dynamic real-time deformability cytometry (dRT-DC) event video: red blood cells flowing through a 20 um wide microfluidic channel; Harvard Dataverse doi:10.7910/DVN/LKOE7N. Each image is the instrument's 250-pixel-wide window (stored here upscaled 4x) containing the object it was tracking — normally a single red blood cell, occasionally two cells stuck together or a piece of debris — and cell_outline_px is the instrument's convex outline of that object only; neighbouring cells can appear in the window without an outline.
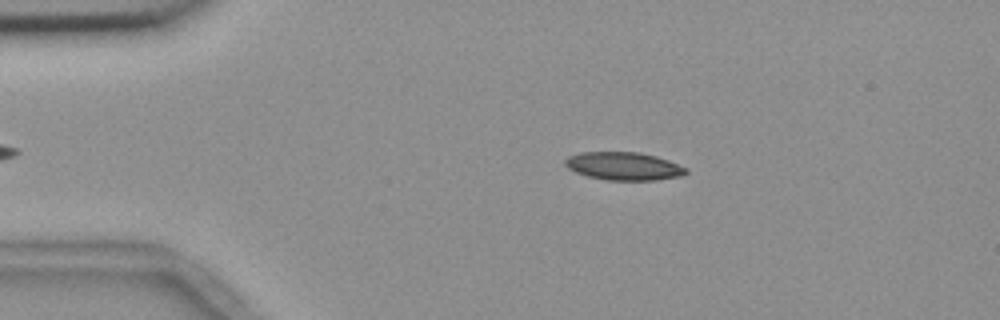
{"species": "common noctule bat (a hibernating species)", "species_latin": "Nyctalus noctula", "temperature_condition": "room temperature", "stored_images_in_passage": 47, "camera_frame_rate_fps": 3000, "um_per_image_px": 0.085, "animal": {"sex": "female", "body_mass_g": 18.4}, "frame": {"image": 1, "passage_image": 10, "time_ms": 3.0, "image_size_px": [1000, 320], "cell_outline_px": [[688, 172], [680, 176], [656, 180], [608, 180], [588, 176], [576, 172], [568, 168], [564, 164], [564, 160], [568, 156], [580, 152], [640, 152], [656, 156], [668, 160], [688, 168]], "centroid_in_image_um": [53.02, 14.11], "position_along_channel_um": 32.0, "area_um2": 19.77}}
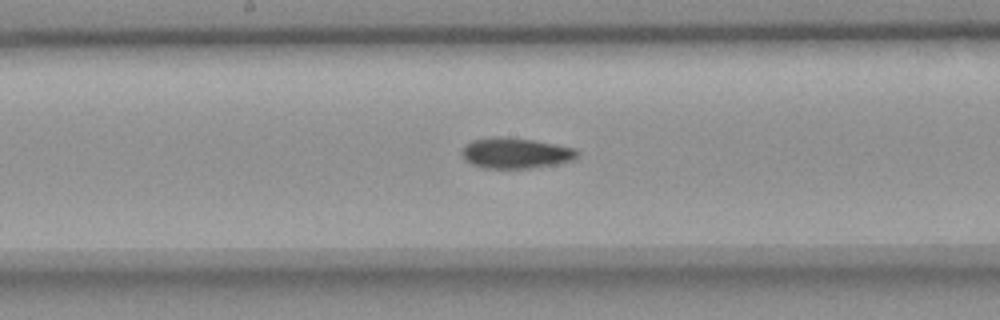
{"frame": {"image": 2, "passage_image": 28, "time_ms": 9.0, "image_size_px": [1000, 320], "cell_outline_px": [[580, 152], [572, 160], [556, 164], [528, 168], [484, 168], [472, 164], [464, 160], [460, 152], [464, 144], [472, 140], [492, 136], [500, 136], [532, 140], [576, 148]], "centroid_in_image_um": [43.77, 13.0], "position_along_channel_um": 204.4, "area_um2": 20.69}}
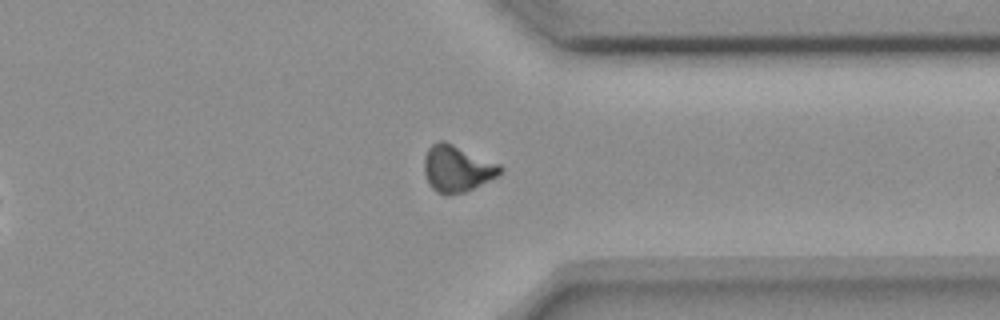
{"frame": {"image": 3, "passage_image": 42, "time_ms": 13.667, "image_size_px": [1000, 320], "cell_outline_px": [[504, 168], [496, 176], [464, 192], [448, 196], [436, 192], [428, 184], [424, 172], [424, 156], [428, 148], [432, 144], [440, 140], [444, 140], [500, 164]], "centroid_in_image_um": [38.8, 14.33], "position_along_channel_um": 372.6, "area_um2": 20.58}, "authors_computed_cell_mechanics": {"area_um2": 20.1722, "velocity_mm_per_s": 3.6474, "shape_relaxation_time_tau1_ms": null, "shape_relaxation_time_tau2_ms": 3.7404, "deformation_change_tau1": null, "deformation_change_tau2": 0.0815}}